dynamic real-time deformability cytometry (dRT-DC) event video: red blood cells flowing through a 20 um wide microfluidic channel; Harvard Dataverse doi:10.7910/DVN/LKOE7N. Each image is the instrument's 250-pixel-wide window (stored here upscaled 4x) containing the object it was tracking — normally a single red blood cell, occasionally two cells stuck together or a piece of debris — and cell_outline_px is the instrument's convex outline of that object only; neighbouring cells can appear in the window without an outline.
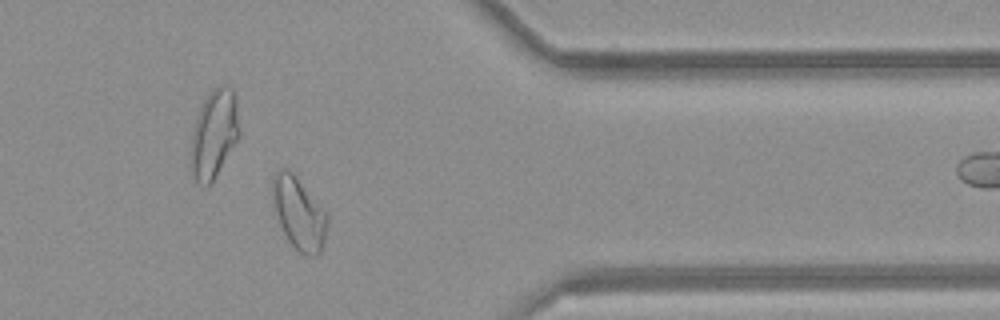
{"species": "common noctule bat (a hibernating species)", "species_latin": "Nyctalus noctula", "temperature_condition": "room temperature", "stored_images_in_passage": 37, "camera_frame_rate_fps": 3000, "um_per_image_px": 0.085, "animal": {"sex": "female", "body_mass_g": 21.9}, "frame": {"image": 1, "passage_image": 27, "time_ms": 8.667, "image_size_px": [1000, 320], "cell_outline_px": [[328, 224], [324, 244], [320, 252], [316, 256], [308, 256], [300, 252], [288, 240], [280, 224], [276, 212], [272, 196], [272, 176], [280, 168], [288, 168], [292, 172], [328, 212]], "centroid_in_image_um": [25.43, 18.12], "position_along_channel_um": 386.0, "area_um2": 23.18}, "authors_computed_cell_mechanics": {"area_um2": 21.3282, "velocity_mm_per_s": 4.2383, "shape_relaxation_time_tau1_ms": null, "shape_relaxation_time_tau2_ms": 2.8287, "deformation_change_tau1": null, "deformation_change_tau2": 0.0882}}